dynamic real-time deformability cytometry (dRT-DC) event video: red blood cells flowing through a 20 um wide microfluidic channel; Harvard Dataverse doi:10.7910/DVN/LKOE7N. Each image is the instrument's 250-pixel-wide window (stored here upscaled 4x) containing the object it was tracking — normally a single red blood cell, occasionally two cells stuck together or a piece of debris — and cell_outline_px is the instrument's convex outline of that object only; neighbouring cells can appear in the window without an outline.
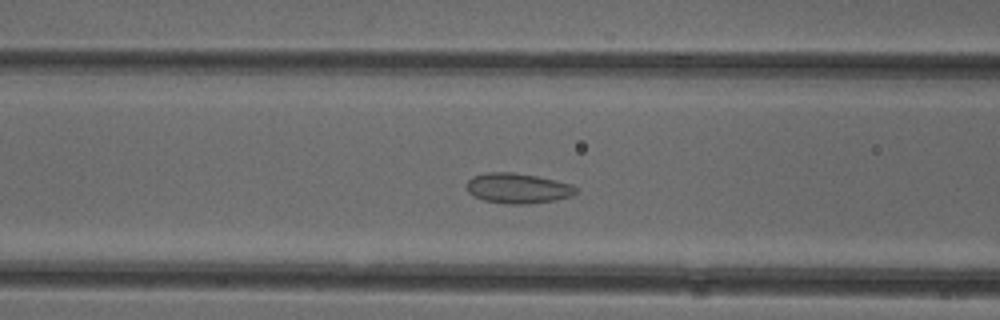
{"species": "common noctule bat (a hibernating species)", "species_latin": "Nyctalus noctula", "temperature_condition": "cold", "stored_images_in_passage": 36, "camera_frame_rate_fps": 3000, "um_per_image_px": 0.085, "animal": {"sex": "female"}, "frame": {"image": 1, "passage_image": 16, "time_ms": 5.0, "image_size_px": [1000, 320], "cell_outline_px": [[576, 192], [572, 196], [556, 200], [528, 204], [504, 204], [484, 200], [472, 196], [464, 188], [464, 184], [472, 176], [488, 172], [512, 172], [536, 176], [572, 184], [576, 188]], "centroid_in_image_um": [43.95, 16.01], "position_along_channel_um": 122.7, "area_um2": 19.48}}
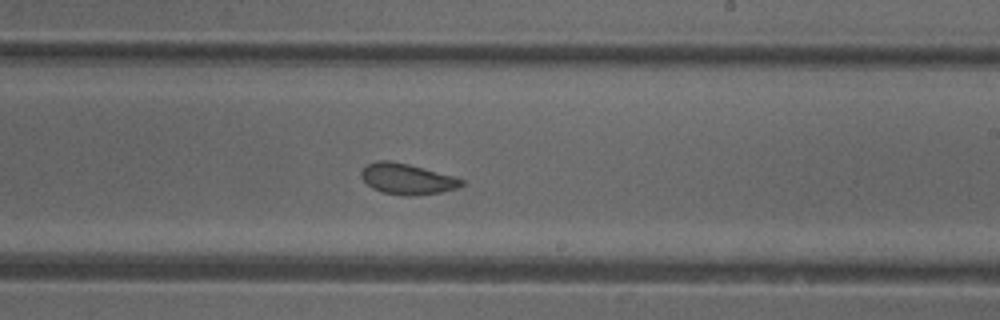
{"frame": {"image": 2, "passage_image": 26, "time_ms": 8.333, "image_size_px": [1000, 320], "cell_outline_px": [[464, 184], [456, 188], [440, 192], [412, 196], [404, 196], [380, 192], [372, 188], [360, 176], [360, 172], [368, 164], [376, 160], [388, 160], [408, 164], [452, 176], [464, 180]], "centroid_in_image_um": [34.56, 15.22], "position_along_channel_um": 254.4, "area_um2": 17.86}}
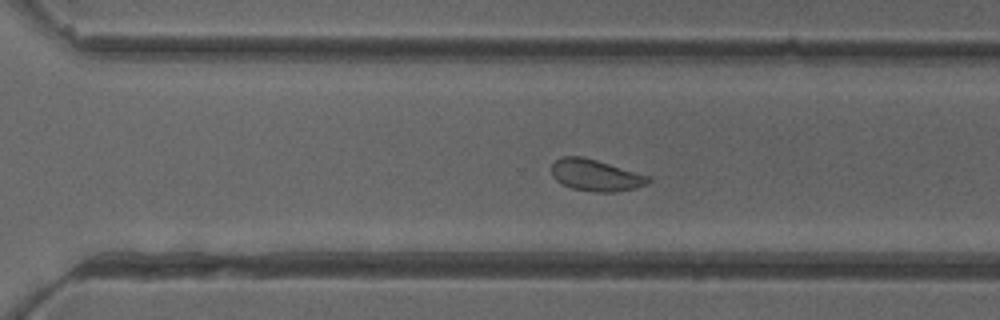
{"frame": {"image": 3, "passage_image": 31, "time_ms": 10.0, "image_size_px": [1000, 320], "cell_outline_px": [[652, 180], [648, 184], [616, 192], [592, 192], [572, 188], [556, 180], [552, 176], [552, 164], [556, 160], [564, 156], [580, 156], [596, 160], [652, 176]], "centroid_in_image_um": [50.67, 14.9], "position_along_channel_um": 319.9, "area_um2": 17.8}, "authors_computed_cell_mechanics": {"area_um2": 18.8139, "velocity_mm_per_s": 3.9495, "shape_relaxation_time_tau1_ms": null, "shape_relaxation_time_tau2_ms": 1.4005, "deformation_change_tau1": null, "deformation_change_tau2": 0.0573}}